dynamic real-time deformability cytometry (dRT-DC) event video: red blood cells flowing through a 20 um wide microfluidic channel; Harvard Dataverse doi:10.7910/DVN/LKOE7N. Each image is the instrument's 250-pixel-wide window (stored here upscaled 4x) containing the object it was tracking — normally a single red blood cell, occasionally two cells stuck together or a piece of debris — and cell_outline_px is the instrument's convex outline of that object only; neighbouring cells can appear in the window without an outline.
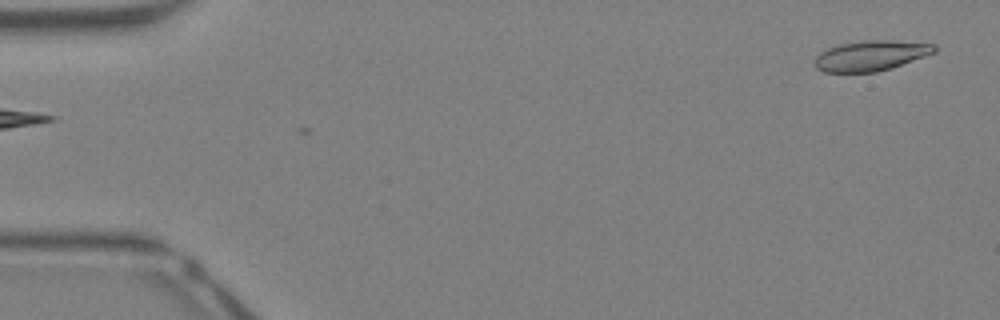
{"species": "Egyptian fruit bat (a non-hibernating species)", "species_latin": "Rousettus aegyptiacus", "temperature_condition": "warm", "stored_images_in_passage": 16, "camera_frame_rate_fps": 3000, "um_per_image_px": 0.085, "animal": {"sex": "female"}, "frame": {"image": 1, "passage_image": 16, "time_ms": 5.0, "image_size_px": [1000, 320], "cell_outline_px": [[936, 52], [892, 68], [876, 72], [824, 72], [816, 68], [816, 56], [820, 52], [828, 48], [840, 44], [868, 40], [888, 40], [936, 44]], "centroid_in_image_um": [74.04, 4.73], "position_along_channel_um": 11.0, "area_um2": 20.98}}